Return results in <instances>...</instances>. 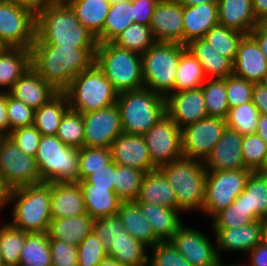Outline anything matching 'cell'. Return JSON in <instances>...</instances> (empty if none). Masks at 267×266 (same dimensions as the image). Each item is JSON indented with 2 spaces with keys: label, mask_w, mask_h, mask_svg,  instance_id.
Listing matches in <instances>:
<instances>
[{
  "label": "cell",
  "mask_w": 267,
  "mask_h": 266,
  "mask_svg": "<svg viewBox=\"0 0 267 266\" xmlns=\"http://www.w3.org/2000/svg\"><path fill=\"white\" fill-rule=\"evenodd\" d=\"M31 67V50L4 47L0 51V87L8 92L16 81ZM6 88V89H4Z\"/></svg>",
  "instance_id": "obj_30"
},
{
  "label": "cell",
  "mask_w": 267,
  "mask_h": 266,
  "mask_svg": "<svg viewBox=\"0 0 267 266\" xmlns=\"http://www.w3.org/2000/svg\"><path fill=\"white\" fill-rule=\"evenodd\" d=\"M152 163L157 167L183 157L181 128L165 114L144 135Z\"/></svg>",
  "instance_id": "obj_14"
},
{
  "label": "cell",
  "mask_w": 267,
  "mask_h": 266,
  "mask_svg": "<svg viewBox=\"0 0 267 266\" xmlns=\"http://www.w3.org/2000/svg\"><path fill=\"white\" fill-rule=\"evenodd\" d=\"M142 215L148 220L155 236L160 241H169L183 225L180 209H172L144 202H135Z\"/></svg>",
  "instance_id": "obj_28"
},
{
  "label": "cell",
  "mask_w": 267,
  "mask_h": 266,
  "mask_svg": "<svg viewBox=\"0 0 267 266\" xmlns=\"http://www.w3.org/2000/svg\"><path fill=\"white\" fill-rule=\"evenodd\" d=\"M263 220H256L248 225L237 228H213L219 259L221 251H237L249 253L261 243Z\"/></svg>",
  "instance_id": "obj_21"
},
{
  "label": "cell",
  "mask_w": 267,
  "mask_h": 266,
  "mask_svg": "<svg viewBox=\"0 0 267 266\" xmlns=\"http://www.w3.org/2000/svg\"><path fill=\"white\" fill-rule=\"evenodd\" d=\"M148 247L136 240L126 230L122 232L107 251L108 256L127 266H148Z\"/></svg>",
  "instance_id": "obj_36"
},
{
  "label": "cell",
  "mask_w": 267,
  "mask_h": 266,
  "mask_svg": "<svg viewBox=\"0 0 267 266\" xmlns=\"http://www.w3.org/2000/svg\"><path fill=\"white\" fill-rule=\"evenodd\" d=\"M69 108L82 114L116 104L118 93L99 67L82 71L63 91Z\"/></svg>",
  "instance_id": "obj_7"
},
{
  "label": "cell",
  "mask_w": 267,
  "mask_h": 266,
  "mask_svg": "<svg viewBox=\"0 0 267 266\" xmlns=\"http://www.w3.org/2000/svg\"><path fill=\"white\" fill-rule=\"evenodd\" d=\"M133 22V4L131 0L111 3L103 30L96 36L97 43L113 42Z\"/></svg>",
  "instance_id": "obj_37"
},
{
  "label": "cell",
  "mask_w": 267,
  "mask_h": 266,
  "mask_svg": "<svg viewBox=\"0 0 267 266\" xmlns=\"http://www.w3.org/2000/svg\"><path fill=\"white\" fill-rule=\"evenodd\" d=\"M249 35L257 42L267 59V29L260 23L249 32Z\"/></svg>",
  "instance_id": "obj_62"
},
{
  "label": "cell",
  "mask_w": 267,
  "mask_h": 266,
  "mask_svg": "<svg viewBox=\"0 0 267 266\" xmlns=\"http://www.w3.org/2000/svg\"><path fill=\"white\" fill-rule=\"evenodd\" d=\"M201 88L208 116L226 119L229 107L225 78L207 79Z\"/></svg>",
  "instance_id": "obj_46"
},
{
  "label": "cell",
  "mask_w": 267,
  "mask_h": 266,
  "mask_svg": "<svg viewBox=\"0 0 267 266\" xmlns=\"http://www.w3.org/2000/svg\"><path fill=\"white\" fill-rule=\"evenodd\" d=\"M28 233L10 222L0 225V253L4 266H19L21 250Z\"/></svg>",
  "instance_id": "obj_41"
},
{
  "label": "cell",
  "mask_w": 267,
  "mask_h": 266,
  "mask_svg": "<svg viewBox=\"0 0 267 266\" xmlns=\"http://www.w3.org/2000/svg\"><path fill=\"white\" fill-rule=\"evenodd\" d=\"M165 102L166 114L179 128L208 117L202 88L171 92Z\"/></svg>",
  "instance_id": "obj_18"
},
{
  "label": "cell",
  "mask_w": 267,
  "mask_h": 266,
  "mask_svg": "<svg viewBox=\"0 0 267 266\" xmlns=\"http://www.w3.org/2000/svg\"><path fill=\"white\" fill-rule=\"evenodd\" d=\"M202 65L186 49L180 56L174 82V92L201 88L207 80Z\"/></svg>",
  "instance_id": "obj_40"
},
{
  "label": "cell",
  "mask_w": 267,
  "mask_h": 266,
  "mask_svg": "<svg viewBox=\"0 0 267 266\" xmlns=\"http://www.w3.org/2000/svg\"><path fill=\"white\" fill-rule=\"evenodd\" d=\"M16 201V202H15ZM15 203L10 223L25 232H48L51 217V183L42 182L11 190L9 203Z\"/></svg>",
  "instance_id": "obj_3"
},
{
  "label": "cell",
  "mask_w": 267,
  "mask_h": 266,
  "mask_svg": "<svg viewBox=\"0 0 267 266\" xmlns=\"http://www.w3.org/2000/svg\"><path fill=\"white\" fill-rule=\"evenodd\" d=\"M233 74L253 83H260L267 74V59L249 34L239 42Z\"/></svg>",
  "instance_id": "obj_22"
},
{
  "label": "cell",
  "mask_w": 267,
  "mask_h": 266,
  "mask_svg": "<svg viewBox=\"0 0 267 266\" xmlns=\"http://www.w3.org/2000/svg\"><path fill=\"white\" fill-rule=\"evenodd\" d=\"M9 135V120L7 115V92L0 91V137Z\"/></svg>",
  "instance_id": "obj_61"
},
{
  "label": "cell",
  "mask_w": 267,
  "mask_h": 266,
  "mask_svg": "<svg viewBox=\"0 0 267 266\" xmlns=\"http://www.w3.org/2000/svg\"><path fill=\"white\" fill-rule=\"evenodd\" d=\"M4 48L3 44L0 42V51Z\"/></svg>",
  "instance_id": "obj_76"
},
{
  "label": "cell",
  "mask_w": 267,
  "mask_h": 266,
  "mask_svg": "<svg viewBox=\"0 0 267 266\" xmlns=\"http://www.w3.org/2000/svg\"><path fill=\"white\" fill-rule=\"evenodd\" d=\"M83 115V147L110 148V145L123 133L120 111L117 104L89 111Z\"/></svg>",
  "instance_id": "obj_15"
},
{
  "label": "cell",
  "mask_w": 267,
  "mask_h": 266,
  "mask_svg": "<svg viewBox=\"0 0 267 266\" xmlns=\"http://www.w3.org/2000/svg\"><path fill=\"white\" fill-rule=\"evenodd\" d=\"M96 36L77 19L64 0H52L36 15L33 45L97 48Z\"/></svg>",
  "instance_id": "obj_1"
},
{
  "label": "cell",
  "mask_w": 267,
  "mask_h": 266,
  "mask_svg": "<svg viewBox=\"0 0 267 266\" xmlns=\"http://www.w3.org/2000/svg\"><path fill=\"white\" fill-rule=\"evenodd\" d=\"M226 128L225 119L211 116L181 128L183 157L205 162Z\"/></svg>",
  "instance_id": "obj_13"
},
{
  "label": "cell",
  "mask_w": 267,
  "mask_h": 266,
  "mask_svg": "<svg viewBox=\"0 0 267 266\" xmlns=\"http://www.w3.org/2000/svg\"><path fill=\"white\" fill-rule=\"evenodd\" d=\"M11 189L6 185L3 176L0 173V210L9 204Z\"/></svg>",
  "instance_id": "obj_66"
},
{
  "label": "cell",
  "mask_w": 267,
  "mask_h": 266,
  "mask_svg": "<svg viewBox=\"0 0 267 266\" xmlns=\"http://www.w3.org/2000/svg\"><path fill=\"white\" fill-rule=\"evenodd\" d=\"M0 173L11 189L42 183L34 156L23 153L8 137H0Z\"/></svg>",
  "instance_id": "obj_12"
},
{
  "label": "cell",
  "mask_w": 267,
  "mask_h": 266,
  "mask_svg": "<svg viewBox=\"0 0 267 266\" xmlns=\"http://www.w3.org/2000/svg\"><path fill=\"white\" fill-rule=\"evenodd\" d=\"M183 6L198 5L201 3H218L219 0H177Z\"/></svg>",
  "instance_id": "obj_69"
},
{
  "label": "cell",
  "mask_w": 267,
  "mask_h": 266,
  "mask_svg": "<svg viewBox=\"0 0 267 266\" xmlns=\"http://www.w3.org/2000/svg\"><path fill=\"white\" fill-rule=\"evenodd\" d=\"M124 230L125 227L117 214L94 219L93 232L107 251Z\"/></svg>",
  "instance_id": "obj_53"
},
{
  "label": "cell",
  "mask_w": 267,
  "mask_h": 266,
  "mask_svg": "<svg viewBox=\"0 0 267 266\" xmlns=\"http://www.w3.org/2000/svg\"><path fill=\"white\" fill-rule=\"evenodd\" d=\"M96 49L32 45L31 67L57 91L63 92L74 78L95 64Z\"/></svg>",
  "instance_id": "obj_2"
},
{
  "label": "cell",
  "mask_w": 267,
  "mask_h": 266,
  "mask_svg": "<svg viewBox=\"0 0 267 266\" xmlns=\"http://www.w3.org/2000/svg\"><path fill=\"white\" fill-rule=\"evenodd\" d=\"M245 34L217 24L203 37L212 48L234 63L240 40Z\"/></svg>",
  "instance_id": "obj_42"
},
{
  "label": "cell",
  "mask_w": 267,
  "mask_h": 266,
  "mask_svg": "<svg viewBox=\"0 0 267 266\" xmlns=\"http://www.w3.org/2000/svg\"><path fill=\"white\" fill-rule=\"evenodd\" d=\"M252 171L239 170L207 171L203 212L211 218L229 207L244 191L247 179Z\"/></svg>",
  "instance_id": "obj_10"
},
{
  "label": "cell",
  "mask_w": 267,
  "mask_h": 266,
  "mask_svg": "<svg viewBox=\"0 0 267 266\" xmlns=\"http://www.w3.org/2000/svg\"><path fill=\"white\" fill-rule=\"evenodd\" d=\"M65 145L80 149L84 145V123L82 113L68 108L56 135Z\"/></svg>",
  "instance_id": "obj_48"
},
{
  "label": "cell",
  "mask_w": 267,
  "mask_h": 266,
  "mask_svg": "<svg viewBox=\"0 0 267 266\" xmlns=\"http://www.w3.org/2000/svg\"><path fill=\"white\" fill-rule=\"evenodd\" d=\"M82 190L78 182L51 183V217L61 219L86 214Z\"/></svg>",
  "instance_id": "obj_24"
},
{
  "label": "cell",
  "mask_w": 267,
  "mask_h": 266,
  "mask_svg": "<svg viewBox=\"0 0 267 266\" xmlns=\"http://www.w3.org/2000/svg\"><path fill=\"white\" fill-rule=\"evenodd\" d=\"M74 11L80 23L97 36L102 30L109 13L110 0H64Z\"/></svg>",
  "instance_id": "obj_34"
},
{
  "label": "cell",
  "mask_w": 267,
  "mask_h": 266,
  "mask_svg": "<svg viewBox=\"0 0 267 266\" xmlns=\"http://www.w3.org/2000/svg\"><path fill=\"white\" fill-rule=\"evenodd\" d=\"M77 249L78 263L84 266H97L108 255L93 231L77 246Z\"/></svg>",
  "instance_id": "obj_54"
},
{
  "label": "cell",
  "mask_w": 267,
  "mask_h": 266,
  "mask_svg": "<svg viewBox=\"0 0 267 266\" xmlns=\"http://www.w3.org/2000/svg\"><path fill=\"white\" fill-rule=\"evenodd\" d=\"M79 149L56 135H42L35 156L42 182H78Z\"/></svg>",
  "instance_id": "obj_9"
},
{
  "label": "cell",
  "mask_w": 267,
  "mask_h": 266,
  "mask_svg": "<svg viewBox=\"0 0 267 266\" xmlns=\"http://www.w3.org/2000/svg\"><path fill=\"white\" fill-rule=\"evenodd\" d=\"M152 256L148 266H192L170 241H160L151 247Z\"/></svg>",
  "instance_id": "obj_51"
},
{
  "label": "cell",
  "mask_w": 267,
  "mask_h": 266,
  "mask_svg": "<svg viewBox=\"0 0 267 266\" xmlns=\"http://www.w3.org/2000/svg\"><path fill=\"white\" fill-rule=\"evenodd\" d=\"M241 265H242V266H245V265H243V264H241ZM241 265H238V264H235V263H234V264H229V265H226V264L223 265V264L221 263V266H241Z\"/></svg>",
  "instance_id": "obj_73"
},
{
  "label": "cell",
  "mask_w": 267,
  "mask_h": 266,
  "mask_svg": "<svg viewBox=\"0 0 267 266\" xmlns=\"http://www.w3.org/2000/svg\"><path fill=\"white\" fill-rule=\"evenodd\" d=\"M255 83L232 74L225 78L228 107L233 108L252 101V90Z\"/></svg>",
  "instance_id": "obj_52"
},
{
  "label": "cell",
  "mask_w": 267,
  "mask_h": 266,
  "mask_svg": "<svg viewBox=\"0 0 267 266\" xmlns=\"http://www.w3.org/2000/svg\"><path fill=\"white\" fill-rule=\"evenodd\" d=\"M244 206L257 220L267 219V172H251L244 189Z\"/></svg>",
  "instance_id": "obj_38"
},
{
  "label": "cell",
  "mask_w": 267,
  "mask_h": 266,
  "mask_svg": "<svg viewBox=\"0 0 267 266\" xmlns=\"http://www.w3.org/2000/svg\"><path fill=\"white\" fill-rule=\"evenodd\" d=\"M261 85H263L265 88H267V74L266 76L263 78V80L260 82Z\"/></svg>",
  "instance_id": "obj_71"
},
{
  "label": "cell",
  "mask_w": 267,
  "mask_h": 266,
  "mask_svg": "<svg viewBox=\"0 0 267 266\" xmlns=\"http://www.w3.org/2000/svg\"><path fill=\"white\" fill-rule=\"evenodd\" d=\"M259 116L260 113L257 107L251 101L230 108L225 121L227 128L241 135H247L256 132Z\"/></svg>",
  "instance_id": "obj_47"
},
{
  "label": "cell",
  "mask_w": 267,
  "mask_h": 266,
  "mask_svg": "<svg viewBox=\"0 0 267 266\" xmlns=\"http://www.w3.org/2000/svg\"><path fill=\"white\" fill-rule=\"evenodd\" d=\"M211 219L212 228H237L257 220L244 206V191L229 207L222 209Z\"/></svg>",
  "instance_id": "obj_45"
},
{
  "label": "cell",
  "mask_w": 267,
  "mask_h": 266,
  "mask_svg": "<svg viewBox=\"0 0 267 266\" xmlns=\"http://www.w3.org/2000/svg\"><path fill=\"white\" fill-rule=\"evenodd\" d=\"M134 202L179 209L174 190L159 169L145 173L138 198Z\"/></svg>",
  "instance_id": "obj_27"
},
{
  "label": "cell",
  "mask_w": 267,
  "mask_h": 266,
  "mask_svg": "<svg viewBox=\"0 0 267 266\" xmlns=\"http://www.w3.org/2000/svg\"><path fill=\"white\" fill-rule=\"evenodd\" d=\"M123 133L144 135L166 114L165 97L147 88L118 94Z\"/></svg>",
  "instance_id": "obj_6"
},
{
  "label": "cell",
  "mask_w": 267,
  "mask_h": 266,
  "mask_svg": "<svg viewBox=\"0 0 267 266\" xmlns=\"http://www.w3.org/2000/svg\"><path fill=\"white\" fill-rule=\"evenodd\" d=\"M36 38V15L29 9L0 0V42L4 47L31 49Z\"/></svg>",
  "instance_id": "obj_11"
},
{
  "label": "cell",
  "mask_w": 267,
  "mask_h": 266,
  "mask_svg": "<svg viewBox=\"0 0 267 266\" xmlns=\"http://www.w3.org/2000/svg\"><path fill=\"white\" fill-rule=\"evenodd\" d=\"M261 243L267 246V219L263 220V223H262Z\"/></svg>",
  "instance_id": "obj_70"
},
{
  "label": "cell",
  "mask_w": 267,
  "mask_h": 266,
  "mask_svg": "<svg viewBox=\"0 0 267 266\" xmlns=\"http://www.w3.org/2000/svg\"><path fill=\"white\" fill-rule=\"evenodd\" d=\"M241 149L245 168L265 172L267 143L258 134L243 135Z\"/></svg>",
  "instance_id": "obj_49"
},
{
  "label": "cell",
  "mask_w": 267,
  "mask_h": 266,
  "mask_svg": "<svg viewBox=\"0 0 267 266\" xmlns=\"http://www.w3.org/2000/svg\"><path fill=\"white\" fill-rule=\"evenodd\" d=\"M261 24L267 29V17L261 22Z\"/></svg>",
  "instance_id": "obj_72"
},
{
  "label": "cell",
  "mask_w": 267,
  "mask_h": 266,
  "mask_svg": "<svg viewBox=\"0 0 267 266\" xmlns=\"http://www.w3.org/2000/svg\"><path fill=\"white\" fill-rule=\"evenodd\" d=\"M155 42L150 26L133 22L112 43L142 55Z\"/></svg>",
  "instance_id": "obj_43"
},
{
  "label": "cell",
  "mask_w": 267,
  "mask_h": 266,
  "mask_svg": "<svg viewBox=\"0 0 267 266\" xmlns=\"http://www.w3.org/2000/svg\"><path fill=\"white\" fill-rule=\"evenodd\" d=\"M97 266H127V265H124L120 263L118 260L107 255Z\"/></svg>",
  "instance_id": "obj_68"
},
{
  "label": "cell",
  "mask_w": 267,
  "mask_h": 266,
  "mask_svg": "<svg viewBox=\"0 0 267 266\" xmlns=\"http://www.w3.org/2000/svg\"><path fill=\"white\" fill-rule=\"evenodd\" d=\"M249 254V266H267V246L260 243Z\"/></svg>",
  "instance_id": "obj_63"
},
{
  "label": "cell",
  "mask_w": 267,
  "mask_h": 266,
  "mask_svg": "<svg viewBox=\"0 0 267 266\" xmlns=\"http://www.w3.org/2000/svg\"><path fill=\"white\" fill-rule=\"evenodd\" d=\"M19 266H52L48 232L27 234L19 258Z\"/></svg>",
  "instance_id": "obj_39"
},
{
  "label": "cell",
  "mask_w": 267,
  "mask_h": 266,
  "mask_svg": "<svg viewBox=\"0 0 267 266\" xmlns=\"http://www.w3.org/2000/svg\"><path fill=\"white\" fill-rule=\"evenodd\" d=\"M94 219L89 214L52 219L49 239H57L78 246L93 231Z\"/></svg>",
  "instance_id": "obj_31"
},
{
  "label": "cell",
  "mask_w": 267,
  "mask_h": 266,
  "mask_svg": "<svg viewBox=\"0 0 267 266\" xmlns=\"http://www.w3.org/2000/svg\"><path fill=\"white\" fill-rule=\"evenodd\" d=\"M149 26L156 42L183 44V5L177 0H159Z\"/></svg>",
  "instance_id": "obj_17"
},
{
  "label": "cell",
  "mask_w": 267,
  "mask_h": 266,
  "mask_svg": "<svg viewBox=\"0 0 267 266\" xmlns=\"http://www.w3.org/2000/svg\"><path fill=\"white\" fill-rule=\"evenodd\" d=\"M41 136L34 125L17 128L8 135L23 153L34 157L36 156Z\"/></svg>",
  "instance_id": "obj_56"
},
{
  "label": "cell",
  "mask_w": 267,
  "mask_h": 266,
  "mask_svg": "<svg viewBox=\"0 0 267 266\" xmlns=\"http://www.w3.org/2000/svg\"><path fill=\"white\" fill-rule=\"evenodd\" d=\"M219 24L245 35L260 24L255 17L252 0H219Z\"/></svg>",
  "instance_id": "obj_26"
},
{
  "label": "cell",
  "mask_w": 267,
  "mask_h": 266,
  "mask_svg": "<svg viewBox=\"0 0 267 266\" xmlns=\"http://www.w3.org/2000/svg\"><path fill=\"white\" fill-rule=\"evenodd\" d=\"M59 91L46 82L30 67L12 86L8 93L34 110L48 102Z\"/></svg>",
  "instance_id": "obj_23"
},
{
  "label": "cell",
  "mask_w": 267,
  "mask_h": 266,
  "mask_svg": "<svg viewBox=\"0 0 267 266\" xmlns=\"http://www.w3.org/2000/svg\"><path fill=\"white\" fill-rule=\"evenodd\" d=\"M112 3H118V2H121V1H126V0H110Z\"/></svg>",
  "instance_id": "obj_74"
},
{
  "label": "cell",
  "mask_w": 267,
  "mask_h": 266,
  "mask_svg": "<svg viewBox=\"0 0 267 266\" xmlns=\"http://www.w3.org/2000/svg\"><path fill=\"white\" fill-rule=\"evenodd\" d=\"M186 48L202 65L206 77L223 79L233 74V63L216 52L205 39H194L186 44Z\"/></svg>",
  "instance_id": "obj_29"
},
{
  "label": "cell",
  "mask_w": 267,
  "mask_h": 266,
  "mask_svg": "<svg viewBox=\"0 0 267 266\" xmlns=\"http://www.w3.org/2000/svg\"><path fill=\"white\" fill-rule=\"evenodd\" d=\"M52 266H76L78 264L77 246L60 241L49 239Z\"/></svg>",
  "instance_id": "obj_57"
},
{
  "label": "cell",
  "mask_w": 267,
  "mask_h": 266,
  "mask_svg": "<svg viewBox=\"0 0 267 266\" xmlns=\"http://www.w3.org/2000/svg\"><path fill=\"white\" fill-rule=\"evenodd\" d=\"M144 175L143 171L115 163V193L123 202L138 198Z\"/></svg>",
  "instance_id": "obj_44"
},
{
  "label": "cell",
  "mask_w": 267,
  "mask_h": 266,
  "mask_svg": "<svg viewBox=\"0 0 267 266\" xmlns=\"http://www.w3.org/2000/svg\"><path fill=\"white\" fill-rule=\"evenodd\" d=\"M174 190L178 208L203 210L207 170L202 161L182 157L158 168Z\"/></svg>",
  "instance_id": "obj_5"
},
{
  "label": "cell",
  "mask_w": 267,
  "mask_h": 266,
  "mask_svg": "<svg viewBox=\"0 0 267 266\" xmlns=\"http://www.w3.org/2000/svg\"><path fill=\"white\" fill-rule=\"evenodd\" d=\"M255 133L267 143V115L260 114Z\"/></svg>",
  "instance_id": "obj_67"
},
{
  "label": "cell",
  "mask_w": 267,
  "mask_h": 266,
  "mask_svg": "<svg viewBox=\"0 0 267 266\" xmlns=\"http://www.w3.org/2000/svg\"><path fill=\"white\" fill-rule=\"evenodd\" d=\"M117 215L124 225L125 230L148 248L160 242L155 236L150 223L142 215L138 205L134 201L122 202Z\"/></svg>",
  "instance_id": "obj_33"
},
{
  "label": "cell",
  "mask_w": 267,
  "mask_h": 266,
  "mask_svg": "<svg viewBox=\"0 0 267 266\" xmlns=\"http://www.w3.org/2000/svg\"><path fill=\"white\" fill-rule=\"evenodd\" d=\"M115 163L111 160L106 166L94 171L78 184H92L96 188L115 189Z\"/></svg>",
  "instance_id": "obj_58"
},
{
  "label": "cell",
  "mask_w": 267,
  "mask_h": 266,
  "mask_svg": "<svg viewBox=\"0 0 267 266\" xmlns=\"http://www.w3.org/2000/svg\"><path fill=\"white\" fill-rule=\"evenodd\" d=\"M87 214L93 219L116 215L123 202L115 189L96 188L92 184H79Z\"/></svg>",
  "instance_id": "obj_32"
},
{
  "label": "cell",
  "mask_w": 267,
  "mask_h": 266,
  "mask_svg": "<svg viewBox=\"0 0 267 266\" xmlns=\"http://www.w3.org/2000/svg\"><path fill=\"white\" fill-rule=\"evenodd\" d=\"M95 64L120 94L144 88L142 57L112 42L98 43Z\"/></svg>",
  "instance_id": "obj_4"
},
{
  "label": "cell",
  "mask_w": 267,
  "mask_h": 266,
  "mask_svg": "<svg viewBox=\"0 0 267 266\" xmlns=\"http://www.w3.org/2000/svg\"><path fill=\"white\" fill-rule=\"evenodd\" d=\"M217 24L218 3L183 6V45L194 39L203 38Z\"/></svg>",
  "instance_id": "obj_25"
},
{
  "label": "cell",
  "mask_w": 267,
  "mask_h": 266,
  "mask_svg": "<svg viewBox=\"0 0 267 266\" xmlns=\"http://www.w3.org/2000/svg\"><path fill=\"white\" fill-rule=\"evenodd\" d=\"M112 160L110 148L82 147L78 157V181L84 180L94 171Z\"/></svg>",
  "instance_id": "obj_50"
},
{
  "label": "cell",
  "mask_w": 267,
  "mask_h": 266,
  "mask_svg": "<svg viewBox=\"0 0 267 266\" xmlns=\"http://www.w3.org/2000/svg\"><path fill=\"white\" fill-rule=\"evenodd\" d=\"M15 5L27 8L37 15L52 0H4Z\"/></svg>",
  "instance_id": "obj_64"
},
{
  "label": "cell",
  "mask_w": 267,
  "mask_h": 266,
  "mask_svg": "<svg viewBox=\"0 0 267 266\" xmlns=\"http://www.w3.org/2000/svg\"><path fill=\"white\" fill-rule=\"evenodd\" d=\"M32 107L12 97L7 92V115L9 120V133L17 128L32 126L34 123Z\"/></svg>",
  "instance_id": "obj_55"
},
{
  "label": "cell",
  "mask_w": 267,
  "mask_h": 266,
  "mask_svg": "<svg viewBox=\"0 0 267 266\" xmlns=\"http://www.w3.org/2000/svg\"><path fill=\"white\" fill-rule=\"evenodd\" d=\"M186 45L155 42L142 57L144 88L166 97L174 92V82L181 54Z\"/></svg>",
  "instance_id": "obj_8"
},
{
  "label": "cell",
  "mask_w": 267,
  "mask_h": 266,
  "mask_svg": "<svg viewBox=\"0 0 267 266\" xmlns=\"http://www.w3.org/2000/svg\"><path fill=\"white\" fill-rule=\"evenodd\" d=\"M192 266H221L215 242L194 228L182 225L169 240Z\"/></svg>",
  "instance_id": "obj_16"
},
{
  "label": "cell",
  "mask_w": 267,
  "mask_h": 266,
  "mask_svg": "<svg viewBox=\"0 0 267 266\" xmlns=\"http://www.w3.org/2000/svg\"><path fill=\"white\" fill-rule=\"evenodd\" d=\"M243 135L226 128L222 137L205 160L207 171L239 170L245 168L242 155Z\"/></svg>",
  "instance_id": "obj_20"
},
{
  "label": "cell",
  "mask_w": 267,
  "mask_h": 266,
  "mask_svg": "<svg viewBox=\"0 0 267 266\" xmlns=\"http://www.w3.org/2000/svg\"><path fill=\"white\" fill-rule=\"evenodd\" d=\"M252 102L260 114L267 115V88L260 83H255L253 87Z\"/></svg>",
  "instance_id": "obj_60"
},
{
  "label": "cell",
  "mask_w": 267,
  "mask_h": 266,
  "mask_svg": "<svg viewBox=\"0 0 267 266\" xmlns=\"http://www.w3.org/2000/svg\"><path fill=\"white\" fill-rule=\"evenodd\" d=\"M112 160L117 165L138 169L144 173L158 169L151 161L142 135L122 133L110 145Z\"/></svg>",
  "instance_id": "obj_19"
},
{
  "label": "cell",
  "mask_w": 267,
  "mask_h": 266,
  "mask_svg": "<svg viewBox=\"0 0 267 266\" xmlns=\"http://www.w3.org/2000/svg\"><path fill=\"white\" fill-rule=\"evenodd\" d=\"M135 23L149 26L155 6L159 0H131Z\"/></svg>",
  "instance_id": "obj_59"
},
{
  "label": "cell",
  "mask_w": 267,
  "mask_h": 266,
  "mask_svg": "<svg viewBox=\"0 0 267 266\" xmlns=\"http://www.w3.org/2000/svg\"><path fill=\"white\" fill-rule=\"evenodd\" d=\"M257 21L261 23L267 17V0H252Z\"/></svg>",
  "instance_id": "obj_65"
},
{
  "label": "cell",
  "mask_w": 267,
  "mask_h": 266,
  "mask_svg": "<svg viewBox=\"0 0 267 266\" xmlns=\"http://www.w3.org/2000/svg\"><path fill=\"white\" fill-rule=\"evenodd\" d=\"M265 172H267V154H266V162H265Z\"/></svg>",
  "instance_id": "obj_75"
},
{
  "label": "cell",
  "mask_w": 267,
  "mask_h": 266,
  "mask_svg": "<svg viewBox=\"0 0 267 266\" xmlns=\"http://www.w3.org/2000/svg\"><path fill=\"white\" fill-rule=\"evenodd\" d=\"M69 108L68 99L64 92H58L48 102L34 112L33 125L41 135H57L60 121Z\"/></svg>",
  "instance_id": "obj_35"
}]
</instances>
